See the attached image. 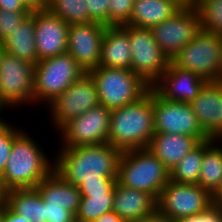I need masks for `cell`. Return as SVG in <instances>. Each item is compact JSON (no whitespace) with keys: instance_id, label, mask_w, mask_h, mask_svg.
I'll return each instance as SVG.
<instances>
[{"instance_id":"obj_14","label":"cell","mask_w":222,"mask_h":222,"mask_svg":"<svg viewBox=\"0 0 222 222\" xmlns=\"http://www.w3.org/2000/svg\"><path fill=\"white\" fill-rule=\"evenodd\" d=\"M110 116L111 110L99 105L69 120L58 131L62 139L61 147L106 143L110 132Z\"/></svg>"},{"instance_id":"obj_44","label":"cell","mask_w":222,"mask_h":222,"mask_svg":"<svg viewBox=\"0 0 222 222\" xmlns=\"http://www.w3.org/2000/svg\"><path fill=\"white\" fill-rule=\"evenodd\" d=\"M213 203L222 206V180L217 190L212 194Z\"/></svg>"},{"instance_id":"obj_18","label":"cell","mask_w":222,"mask_h":222,"mask_svg":"<svg viewBox=\"0 0 222 222\" xmlns=\"http://www.w3.org/2000/svg\"><path fill=\"white\" fill-rule=\"evenodd\" d=\"M207 81L194 72L177 67L172 61L151 87L159 96L170 101L190 103Z\"/></svg>"},{"instance_id":"obj_24","label":"cell","mask_w":222,"mask_h":222,"mask_svg":"<svg viewBox=\"0 0 222 222\" xmlns=\"http://www.w3.org/2000/svg\"><path fill=\"white\" fill-rule=\"evenodd\" d=\"M181 9L171 0H134L130 21L133 27L151 29Z\"/></svg>"},{"instance_id":"obj_13","label":"cell","mask_w":222,"mask_h":222,"mask_svg":"<svg viewBox=\"0 0 222 222\" xmlns=\"http://www.w3.org/2000/svg\"><path fill=\"white\" fill-rule=\"evenodd\" d=\"M153 107L155 133L186 135L200 142L210 139L189 103L167 100L153 90Z\"/></svg>"},{"instance_id":"obj_20","label":"cell","mask_w":222,"mask_h":222,"mask_svg":"<svg viewBox=\"0 0 222 222\" xmlns=\"http://www.w3.org/2000/svg\"><path fill=\"white\" fill-rule=\"evenodd\" d=\"M199 143L191 136L155 133L148 149L171 171Z\"/></svg>"},{"instance_id":"obj_1","label":"cell","mask_w":222,"mask_h":222,"mask_svg":"<svg viewBox=\"0 0 222 222\" xmlns=\"http://www.w3.org/2000/svg\"><path fill=\"white\" fill-rule=\"evenodd\" d=\"M121 153L108 142L61 147L54 159V170L65 181L77 187L82 182L100 181V178H117Z\"/></svg>"},{"instance_id":"obj_33","label":"cell","mask_w":222,"mask_h":222,"mask_svg":"<svg viewBox=\"0 0 222 222\" xmlns=\"http://www.w3.org/2000/svg\"><path fill=\"white\" fill-rule=\"evenodd\" d=\"M30 13L0 10V42H3Z\"/></svg>"},{"instance_id":"obj_30","label":"cell","mask_w":222,"mask_h":222,"mask_svg":"<svg viewBox=\"0 0 222 222\" xmlns=\"http://www.w3.org/2000/svg\"><path fill=\"white\" fill-rule=\"evenodd\" d=\"M202 30L222 36V0H198Z\"/></svg>"},{"instance_id":"obj_45","label":"cell","mask_w":222,"mask_h":222,"mask_svg":"<svg viewBox=\"0 0 222 222\" xmlns=\"http://www.w3.org/2000/svg\"><path fill=\"white\" fill-rule=\"evenodd\" d=\"M221 58H220V81H222V41H221Z\"/></svg>"},{"instance_id":"obj_8","label":"cell","mask_w":222,"mask_h":222,"mask_svg":"<svg viewBox=\"0 0 222 222\" xmlns=\"http://www.w3.org/2000/svg\"><path fill=\"white\" fill-rule=\"evenodd\" d=\"M222 36L200 30L172 59L182 69L194 72L206 81H220Z\"/></svg>"},{"instance_id":"obj_39","label":"cell","mask_w":222,"mask_h":222,"mask_svg":"<svg viewBox=\"0 0 222 222\" xmlns=\"http://www.w3.org/2000/svg\"><path fill=\"white\" fill-rule=\"evenodd\" d=\"M0 10L12 12H31L21 0H0Z\"/></svg>"},{"instance_id":"obj_25","label":"cell","mask_w":222,"mask_h":222,"mask_svg":"<svg viewBox=\"0 0 222 222\" xmlns=\"http://www.w3.org/2000/svg\"><path fill=\"white\" fill-rule=\"evenodd\" d=\"M3 201L25 222H46L44 201L36 188L9 190Z\"/></svg>"},{"instance_id":"obj_31","label":"cell","mask_w":222,"mask_h":222,"mask_svg":"<svg viewBox=\"0 0 222 222\" xmlns=\"http://www.w3.org/2000/svg\"><path fill=\"white\" fill-rule=\"evenodd\" d=\"M22 131L21 128L19 129L11 125V123L9 124V121L7 122L4 119L0 121V175L6 167L14 139Z\"/></svg>"},{"instance_id":"obj_40","label":"cell","mask_w":222,"mask_h":222,"mask_svg":"<svg viewBox=\"0 0 222 222\" xmlns=\"http://www.w3.org/2000/svg\"><path fill=\"white\" fill-rule=\"evenodd\" d=\"M140 222H175L167 215L161 213L157 208L149 215L144 217Z\"/></svg>"},{"instance_id":"obj_9","label":"cell","mask_w":222,"mask_h":222,"mask_svg":"<svg viewBox=\"0 0 222 222\" xmlns=\"http://www.w3.org/2000/svg\"><path fill=\"white\" fill-rule=\"evenodd\" d=\"M35 65L4 53L0 62V103L6 109L34 106ZM23 104V105H22Z\"/></svg>"},{"instance_id":"obj_5","label":"cell","mask_w":222,"mask_h":222,"mask_svg":"<svg viewBox=\"0 0 222 222\" xmlns=\"http://www.w3.org/2000/svg\"><path fill=\"white\" fill-rule=\"evenodd\" d=\"M88 73L96 84L100 105L111 111L138 101L151 88L130 69L99 66Z\"/></svg>"},{"instance_id":"obj_48","label":"cell","mask_w":222,"mask_h":222,"mask_svg":"<svg viewBox=\"0 0 222 222\" xmlns=\"http://www.w3.org/2000/svg\"><path fill=\"white\" fill-rule=\"evenodd\" d=\"M3 202V193L2 191L0 190V204Z\"/></svg>"},{"instance_id":"obj_17","label":"cell","mask_w":222,"mask_h":222,"mask_svg":"<svg viewBox=\"0 0 222 222\" xmlns=\"http://www.w3.org/2000/svg\"><path fill=\"white\" fill-rule=\"evenodd\" d=\"M189 104L204 133L222 140V81H207Z\"/></svg>"},{"instance_id":"obj_27","label":"cell","mask_w":222,"mask_h":222,"mask_svg":"<svg viewBox=\"0 0 222 222\" xmlns=\"http://www.w3.org/2000/svg\"><path fill=\"white\" fill-rule=\"evenodd\" d=\"M202 159L203 141L170 171V180L180 184H198Z\"/></svg>"},{"instance_id":"obj_21","label":"cell","mask_w":222,"mask_h":222,"mask_svg":"<svg viewBox=\"0 0 222 222\" xmlns=\"http://www.w3.org/2000/svg\"><path fill=\"white\" fill-rule=\"evenodd\" d=\"M36 189L48 205L64 206L76 215L82 198L79 187L65 181L55 170Z\"/></svg>"},{"instance_id":"obj_26","label":"cell","mask_w":222,"mask_h":222,"mask_svg":"<svg viewBox=\"0 0 222 222\" xmlns=\"http://www.w3.org/2000/svg\"><path fill=\"white\" fill-rule=\"evenodd\" d=\"M220 141L211 138L203 141V159L198 185L211 194L217 190L222 180V145Z\"/></svg>"},{"instance_id":"obj_11","label":"cell","mask_w":222,"mask_h":222,"mask_svg":"<svg viewBox=\"0 0 222 222\" xmlns=\"http://www.w3.org/2000/svg\"><path fill=\"white\" fill-rule=\"evenodd\" d=\"M51 122L59 129L69 120L79 117L91 108L100 105L94 79L89 73H84L66 91L56 97L50 104Z\"/></svg>"},{"instance_id":"obj_32","label":"cell","mask_w":222,"mask_h":222,"mask_svg":"<svg viewBox=\"0 0 222 222\" xmlns=\"http://www.w3.org/2000/svg\"><path fill=\"white\" fill-rule=\"evenodd\" d=\"M109 26L126 25L131 18L134 0H109Z\"/></svg>"},{"instance_id":"obj_23","label":"cell","mask_w":222,"mask_h":222,"mask_svg":"<svg viewBox=\"0 0 222 222\" xmlns=\"http://www.w3.org/2000/svg\"><path fill=\"white\" fill-rule=\"evenodd\" d=\"M6 53L36 65L39 60L35 45V19L32 11L3 41Z\"/></svg>"},{"instance_id":"obj_28","label":"cell","mask_w":222,"mask_h":222,"mask_svg":"<svg viewBox=\"0 0 222 222\" xmlns=\"http://www.w3.org/2000/svg\"><path fill=\"white\" fill-rule=\"evenodd\" d=\"M113 198L114 193L85 194L75 215L76 222H92L113 211Z\"/></svg>"},{"instance_id":"obj_3","label":"cell","mask_w":222,"mask_h":222,"mask_svg":"<svg viewBox=\"0 0 222 222\" xmlns=\"http://www.w3.org/2000/svg\"><path fill=\"white\" fill-rule=\"evenodd\" d=\"M48 159L29 133L23 130L15 139L6 167L0 175V190L36 188L54 171V160Z\"/></svg>"},{"instance_id":"obj_29","label":"cell","mask_w":222,"mask_h":222,"mask_svg":"<svg viewBox=\"0 0 222 222\" xmlns=\"http://www.w3.org/2000/svg\"><path fill=\"white\" fill-rule=\"evenodd\" d=\"M85 0H48L47 9L68 25L93 22Z\"/></svg>"},{"instance_id":"obj_7","label":"cell","mask_w":222,"mask_h":222,"mask_svg":"<svg viewBox=\"0 0 222 222\" xmlns=\"http://www.w3.org/2000/svg\"><path fill=\"white\" fill-rule=\"evenodd\" d=\"M129 36L131 71L152 87L165 72L170 60L153 37L151 29L121 26Z\"/></svg>"},{"instance_id":"obj_37","label":"cell","mask_w":222,"mask_h":222,"mask_svg":"<svg viewBox=\"0 0 222 222\" xmlns=\"http://www.w3.org/2000/svg\"><path fill=\"white\" fill-rule=\"evenodd\" d=\"M46 222H76L75 215L64 206L48 205L44 201Z\"/></svg>"},{"instance_id":"obj_46","label":"cell","mask_w":222,"mask_h":222,"mask_svg":"<svg viewBox=\"0 0 222 222\" xmlns=\"http://www.w3.org/2000/svg\"><path fill=\"white\" fill-rule=\"evenodd\" d=\"M4 53H5V50L3 47V42H0V62Z\"/></svg>"},{"instance_id":"obj_38","label":"cell","mask_w":222,"mask_h":222,"mask_svg":"<svg viewBox=\"0 0 222 222\" xmlns=\"http://www.w3.org/2000/svg\"><path fill=\"white\" fill-rule=\"evenodd\" d=\"M0 222H25L4 201L0 204Z\"/></svg>"},{"instance_id":"obj_6","label":"cell","mask_w":222,"mask_h":222,"mask_svg":"<svg viewBox=\"0 0 222 222\" xmlns=\"http://www.w3.org/2000/svg\"><path fill=\"white\" fill-rule=\"evenodd\" d=\"M85 71L69 53L40 60L34 69V104H50Z\"/></svg>"},{"instance_id":"obj_19","label":"cell","mask_w":222,"mask_h":222,"mask_svg":"<svg viewBox=\"0 0 222 222\" xmlns=\"http://www.w3.org/2000/svg\"><path fill=\"white\" fill-rule=\"evenodd\" d=\"M156 208V200L150 194L125 187L116 181L114 185L113 211L124 222H140Z\"/></svg>"},{"instance_id":"obj_15","label":"cell","mask_w":222,"mask_h":222,"mask_svg":"<svg viewBox=\"0 0 222 222\" xmlns=\"http://www.w3.org/2000/svg\"><path fill=\"white\" fill-rule=\"evenodd\" d=\"M106 27L98 22L69 25L67 53L85 73L99 67Z\"/></svg>"},{"instance_id":"obj_12","label":"cell","mask_w":222,"mask_h":222,"mask_svg":"<svg viewBox=\"0 0 222 222\" xmlns=\"http://www.w3.org/2000/svg\"><path fill=\"white\" fill-rule=\"evenodd\" d=\"M157 209L173 220L207 210L213 205L212 194L198 184H180L169 181L162 189Z\"/></svg>"},{"instance_id":"obj_34","label":"cell","mask_w":222,"mask_h":222,"mask_svg":"<svg viewBox=\"0 0 222 222\" xmlns=\"http://www.w3.org/2000/svg\"><path fill=\"white\" fill-rule=\"evenodd\" d=\"M109 0H85L89 11V18L93 22H98L109 26Z\"/></svg>"},{"instance_id":"obj_41","label":"cell","mask_w":222,"mask_h":222,"mask_svg":"<svg viewBox=\"0 0 222 222\" xmlns=\"http://www.w3.org/2000/svg\"><path fill=\"white\" fill-rule=\"evenodd\" d=\"M29 11L45 10L48 7V0H21Z\"/></svg>"},{"instance_id":"obj_2","label":"cell","mask_w":222,"mask_h":222,"mask_svg":"<svg viewBox=\"0 0 222 222\" xmlns=\"http://www.w3.org/2000/svg\"><path fill=\"white\" fill-rule=\"evenodd\" d=\"M154 134L152 88L138 101L111 111L107 142L121 152L148 148Z\"/></svg>"},{"instance_id":"obj_43","label":"cell","mask_w":222,"mask_h":222,"mask_svg":"<svg viewBox=\"0 0 222 222\" xmlns=\"http://www.w3.org/2000/svg\"><path fill=\"white\" fill-rule=\"evenodd\" d=\"M180 8H191L196 6L198 0H171Z\"/></svg>"},{"instance_id":"obj_10","label":"cell","mask_w":222,"mask_h":222,"mask_svg":"<svg viewBox=\"0 0 222 222\" xmlns=\"http://www.w3.org/2000/svg\"><path fill=\"white\" fill-rule=\"evenodd\" d=\"M201 29L200 13L194 6L179 9L171 18L152 27L151 31L163 53L172 61Z\"/></svg>"},{"instance_id":"obj_36","label":"cell","mask_w":222,"mask_h":222,"mask_svg":"<svg viewBox=\"0 0 222 222\" xmlns=\"http://www.w3.org/2000/svg\"><path fill=\"white\" fill-rule=\"evenodd\" d=\"M175 222H222V206L213 204L200 214L182 217Z\"/></svg>"},{"instance_id":"obj_22","label":"cell","mask_w":222,"mask_h":222,"mask_svg":"<svg viewBox=\"0 0 222 222\" xmlns=\"http://www.w3.org/2000/svg\"><path fill=\"white\" fill-rule=\"evenodd\" d=\"M129 36L121 26L105 29L99 66L131 70Z\"/></svg>"},{"instance_id":"obj_47","label":"cell","mask_w":222,"mask_h":222,"mask_svg":"<svg viewBox=\"0 0 222 222\" xmlns=\"http://www.w3.org/2000/svg\"><path fill=\"white\" fill-rule=\"evenodd\" d=\"M5 110V108H4V106L0 103V115H1V113H2V111H4ZM1 117V116H0ZM1 120H3L2 118H0V121Z\"/></svg>"},{"instance_id":"obj_16","label":"cell","mask_w":222,"mask_h":222,"mask_svg":"<svg viewBox=\"0 0 222 222\" xmlns=\"http://www.w3.org/2000/svg\"><path fill=\"white\" fill-rule=\"evenodd\" d=\"M34 19L38 60L66 53L69 25L48 9L34 11Z\"/></svg>"},{"instance_id":"obj_4","label":"cell","mask_w":222,"mask_h":222,"mask_svg":"<svg viewBox=\"0 0 222 222\" xmlns=\"http://www.w3.org/2000/svg\"><path fill=\"white\" fill-rule=\"evenodd\" d=\"M117 181L128 188L150 194L156 201L170 181V171L148 148L123 151Z\"/></svg>"},{"instance_id":"obj_42","label":"cell","mask_w":222,"mask_h":222,"mask_svg":"<svg viewBox=\"0 0 222 222\" xmlns=\"http://www.w3.org/2000/svg\"><path fill=\"white\" fill-rule=\"evenodd\" d=\"M92 222H124V221L115 211H110L108 213L101 215L98 219Z\"/></svg>"},{"instance_id":"obj_35","label":"cell","mask_w":222,"mask_h":222,"mask_svg":"<svg viewBox=\"0 0 222 222\" xmlns=\"http://www.w3.org/2000/svg\"><path fill=\"white\" fill-rule=\"evenodd\" d=\"M117 178H100V181L82 182L78 187L83 197L85 194L114 193Z\"/></svg>"}]
</instances>
